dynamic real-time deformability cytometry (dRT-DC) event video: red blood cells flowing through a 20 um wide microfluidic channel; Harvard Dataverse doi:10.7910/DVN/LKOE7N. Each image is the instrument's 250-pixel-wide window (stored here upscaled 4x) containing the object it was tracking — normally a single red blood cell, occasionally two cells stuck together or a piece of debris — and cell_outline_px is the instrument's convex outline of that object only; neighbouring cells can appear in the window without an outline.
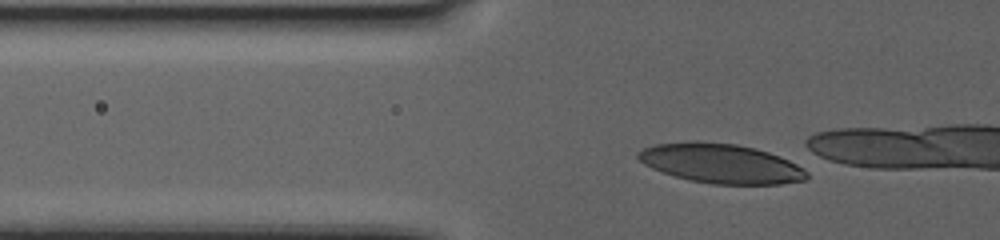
{"species": "human", "species_latin": "Homo sapiens", "temperature_condition": "warm", "stored_images_in_passage": 30, "camera_frame_rate_fps": 3000, "um_per_image_px": 0.085, "donor": {"sex": "female"}, "frame": {"image": 1, "passage_image": 26, "time_ms": 8.333, "image_size_px": [1000, 240], "cell_outline_px": [[808, 180], [780, 184], [712, 184], [692, 180], [676, 176], [652, 168], [644, 164], [636, 156], [636, 152], [644, 148], [656, 144], [692, 140], [696, 140], [736, 144], [756, 148], [780, 156], [804, 168], [808, 172]], "centroid_in_image_um": [61.3, 13.88], "position_along_channel_um": 64.5, "area_um2": 38.96}}